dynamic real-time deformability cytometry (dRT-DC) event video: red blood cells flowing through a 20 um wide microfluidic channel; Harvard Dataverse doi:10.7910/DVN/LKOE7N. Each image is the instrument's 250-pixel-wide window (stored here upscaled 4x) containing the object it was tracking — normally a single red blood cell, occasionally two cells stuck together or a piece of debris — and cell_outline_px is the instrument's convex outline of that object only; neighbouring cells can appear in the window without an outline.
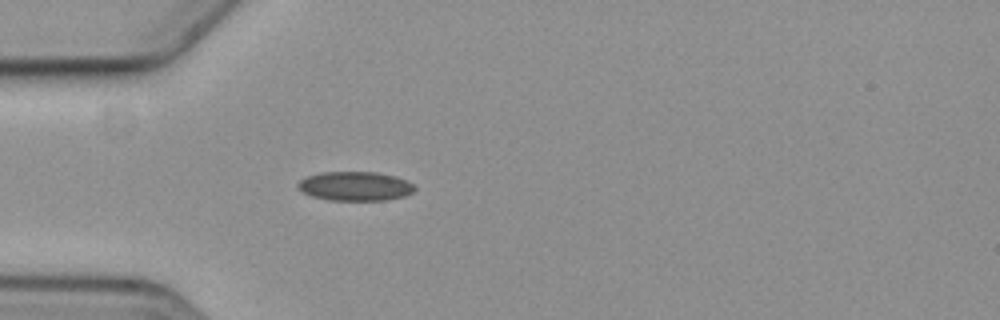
{"species": "common noctule bat (a hibernating species)", "species_latin": "Nyctalus noctula", "temperature_condition": "cold", "stored_images_in_passage": 42, "camera_frame_rate_fps": 3000, "um_per_image_px": 0.085, "animal": {"sex": "female", "body_mass_g": 19.3, "forearm_length_mm": 54.1}, "frame": {"image": 1, "passage_image": 1, "time_ms": 0.0, "image_size_px": [1000, 320], "cell_outline_px": [[416, 188], [412, 192], [404, 196], [384, 200], [328, 200], [312, 196], [296, 188], [296, 184], [304, 176], [320, 172], [376, 172], [396, 176], [412, 184]], "centroid_in_image_um": [30.13, 15.81], "position_along_channel_um": 54.9, "area_um2": 19.88}}
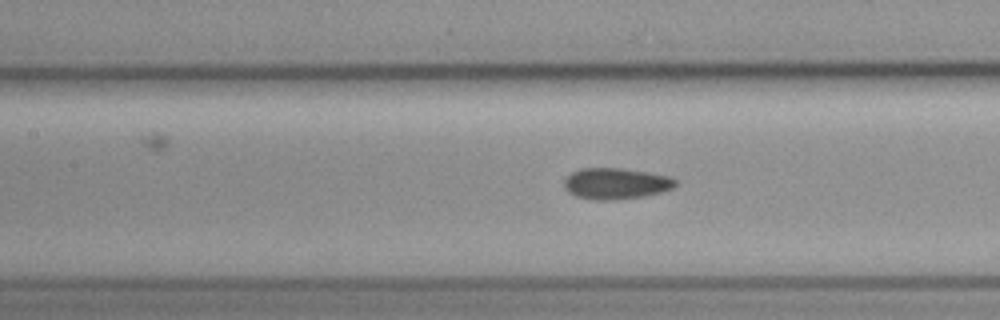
{"frame": {"image": 2, "passage_image": 10, "time_ms": 3.0, "image_size_px": [1000, 320], "cell_outline_px": [[676, 184], [672, 188], [660, 192], [644, 196], [616, 200], [592, 200], [576, 196], [568, 192], [564, 188], [564, 180], [572, 172], [580, 168], [620, 168], [648, 172], [668, 176], [676, 180]], "centroid_in_image_um": [52.32, 15.6], "position_along_channel_um": 155.1, "area_um2": 20.23}}
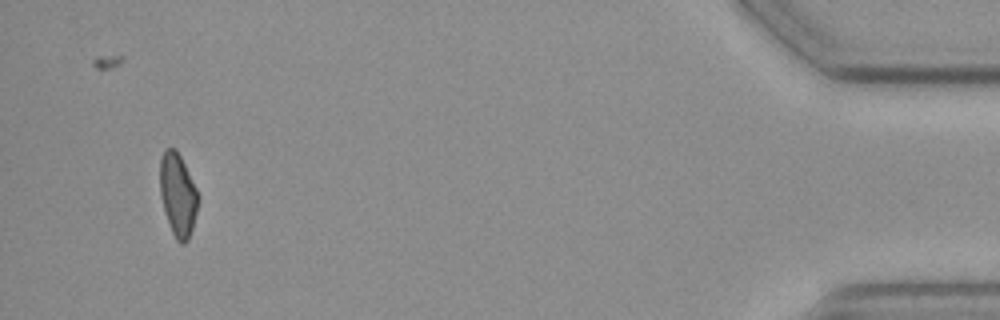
{"frame": {"image": 3, "passage_image": 39, "time_ms": 12.667, "image_size_px": [1000, 320], "cell_outline_px": [[196, 212], [192, 228], [188, 240], [184, 244], [180, 244], [176, 240], [172, 232], [164, 212], [160, 196], [160, 160], [164, 148], [176, 148], [196, 188]], "centroid_in_image_um": [15.07, 16.55], "position_along_channel_um": 420.1, "area_um2": 18.15}, "authors_computed_cell_mechanics": {"area_um2": 19.5653, "velocity_mm_per_s": 3.5834, "shape_relaxation_time_tau1_ms": 10.1541, "shape_relaxation_time_tau2_ms": 5.0982, "deformation_change_tau1": 0.1301, "deformation_change_tau2": 0.0885}}